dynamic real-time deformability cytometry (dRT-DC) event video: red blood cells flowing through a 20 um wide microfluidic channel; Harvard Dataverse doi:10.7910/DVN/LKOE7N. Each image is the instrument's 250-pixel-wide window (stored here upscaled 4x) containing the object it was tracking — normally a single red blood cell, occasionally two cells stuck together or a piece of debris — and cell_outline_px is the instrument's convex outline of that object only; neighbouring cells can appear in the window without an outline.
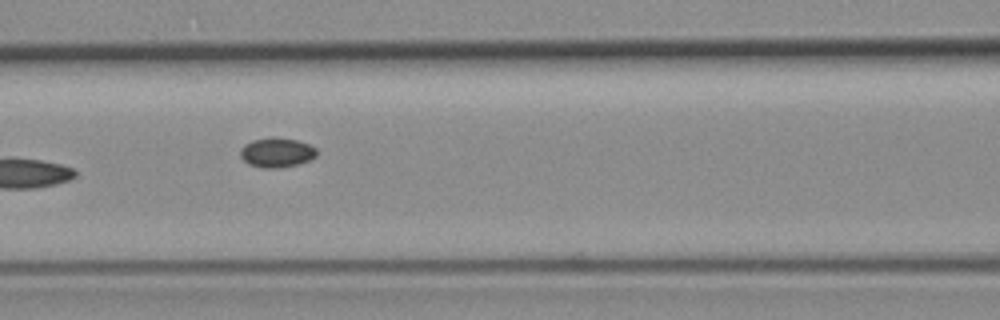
{"species": "common noctule bat (a hibernating species)", "species_latin": "Nyctalus noctula", "temperature_condition": "room temperature", "stored_images_in_passage": 15, "camera_frame_rate_fps": 3000, "um_per_image_px": 0.085, "animal": {"sex": "female", "body_mass_g": 19.3, "forearm_length_mm": 54.1}, "frame": {"image": 1, "passage_image": 7, "time_ms": 2.0, "image_size_px": [1000, 320], "cell_outline_px": [[316, 156], [308, 160], [296, 164], [280, 168], [264, 168], [248, 164], [240, 156], [240, 148], [244, 144], [252, 140], [272, 136], [276, 136], [296, 140], [308, 144], [316, 148]], "centroid_in_image_um": [23.48, 12.95], "position_along_channel_um": 143.1, "area_um2": 13.24}}